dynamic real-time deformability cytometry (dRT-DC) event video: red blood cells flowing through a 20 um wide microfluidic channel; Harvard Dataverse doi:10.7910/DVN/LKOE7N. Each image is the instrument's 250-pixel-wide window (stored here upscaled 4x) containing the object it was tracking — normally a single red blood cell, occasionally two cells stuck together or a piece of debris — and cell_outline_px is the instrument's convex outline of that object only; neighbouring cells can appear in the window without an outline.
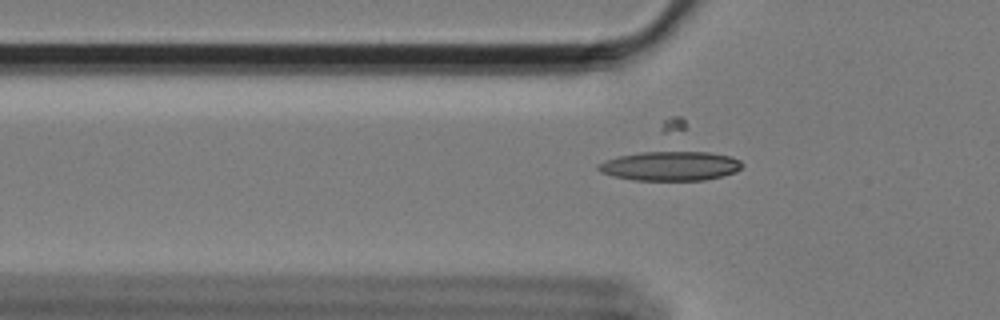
{"species": "Egyptian fruit bat (a non-hibernating species)", "species_latin": "Rousettus aegyptiacus", "temperature_condition": "cold", "stored_images_in_passage": 44, "camera_frame_rate_fps": 3000, "um_per_image_px": 0.085, "animal": {"sex": "female"}, "frame": {"image": 1, "passage_image": 5, "time_ms": 1.333, "image_size_px": [1000, 320], "cell_outline_px": [[744, 164], [736, 172], [704, 180], [636, 180], [612, 176], [600, 172], [596, 168], [600, 164], [608, 160], [620, 156], [660, 148], [664, 148], [708, 152], [732, 156], [740, 160]], "centroid_in_image_um": [57.01, 14.05], "position_along_channel_um": 68.8, "area_um2": 25.43}}
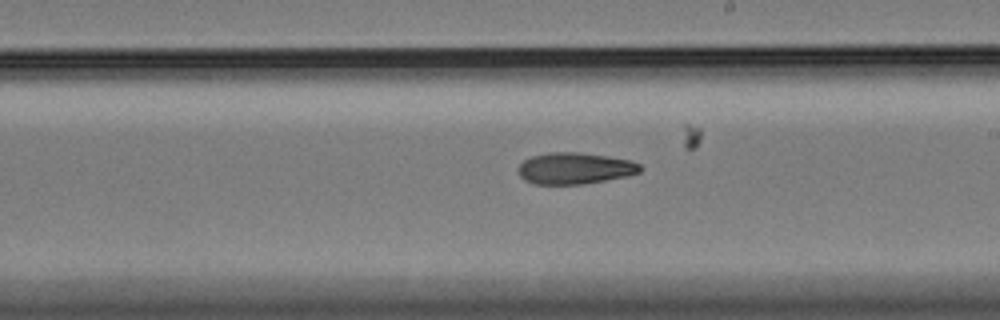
{"frame": {"image": 2, "passage_image": 20, "time_ms": 6.333, "image_size_px": [1000, 320], "cell_outline_px": [[640, 172], [624, 176], [584, 184], [532, 184], [524, 180], [520, 176], [520, 164], [524, 160], [532, 156], [548, 152], [576, 152], [608, 156], [628, 160], [640, 164]], "centroid_in_image_um": [48.82, 14.3], "position_along_channel_um": 240.2, "area_um2": 22.08}}
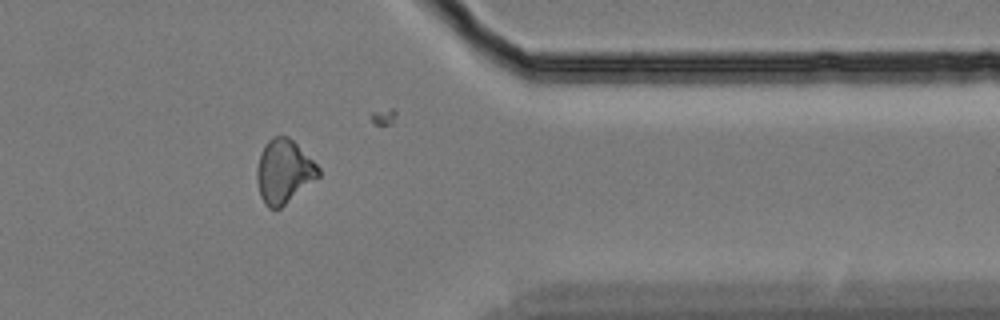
{"frame": {"image": 3, "passage_image": 34, "time_ms": 11.0, "image_size_px": [1000, 320], "cell_outline_px": [[320, 176], [280, 208], [268, 208], [264, 204], [260, 196], [256, 180], [256, 168], [264, 144], [272, 136], [288, 136], [320, 168]], "centroid_in_image_um": [24.1, 14.58], "position_along_channel_um": 387.3, "area_um2": 22.72}}